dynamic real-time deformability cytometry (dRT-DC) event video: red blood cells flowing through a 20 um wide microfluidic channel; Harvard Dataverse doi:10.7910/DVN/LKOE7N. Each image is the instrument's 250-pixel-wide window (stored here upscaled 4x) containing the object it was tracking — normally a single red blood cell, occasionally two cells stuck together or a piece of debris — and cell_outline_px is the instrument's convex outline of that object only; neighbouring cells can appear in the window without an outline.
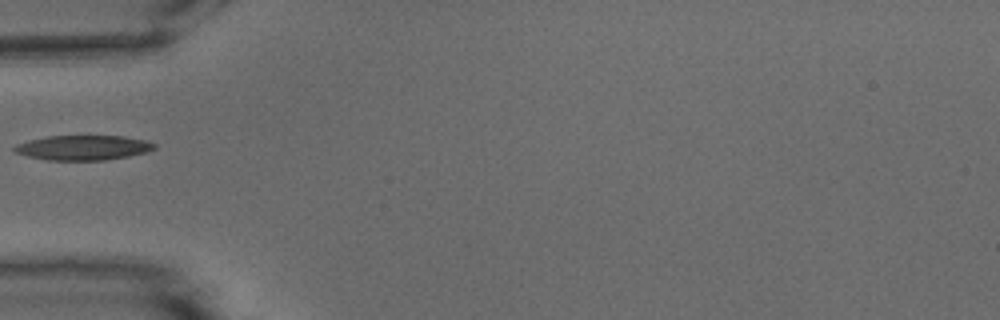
{"species": "common noctule bat (a hibernating species)", "species_latin": "Nyctalus noctula", "temperature_condition": "warm", "stored_images_in_passage": 34, "camera_frame_rate_fps": 3000, "um_per_image_px": 0.085, "animal": {"sex": "male", "body_mass_g": 15.6}, "frame": {"image": 1, "passage_image": 1, "time_ms": 0.0, "image_size_px": [1000, 320], "cell_outline_px": [[156, 148], [148, 152], [128, 156], [104, 160], [48, 160], [28, 156], [16, 152], [12, 148], [16, 144], [28, 140], [48, 136], [124, 136], [144, 140], [156, 144]], "centroid_in_image_um": [7.07, 12.55], "position_along_channel_um": 77.9, "area_um2": 20.17}}